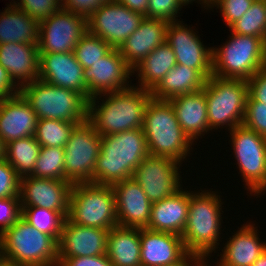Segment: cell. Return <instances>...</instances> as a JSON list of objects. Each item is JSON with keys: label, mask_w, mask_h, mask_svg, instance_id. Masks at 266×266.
<instances>
[{"label": "cell", "mask_w": 266, "mask_h": 266, "mask_svg": "<svg viewBox=\"0 0 266 266\" xmlns=\"http://www.w3.org/2000/svg\"><path fill=\"white\" fill-rule=\"evenodd\" d=\"M151 98V91L134 85L121 91L95 95L88 102V121L101 136L142 128L145 109Z\"/></svg>", "instance_id": "1"}, {"label": "cell", "mask_w": 266, "mask_h": 266, "mask_svg": "<svg viewBox=\"0 0 266 266\" xmlns=\"http://www.w3.org/2000/svg\"><path fill=\"white\" fill-rule=\"evenodd\" d=\"M148 155L142 128L102 136L93 183L112 186L132 178L134 170Z\"/></svg>", "instance_id": "2"}, {"label": "cell", "mask_w": 266, "mask_h": 266, "mask_svg": "<svg viewBox=\"0 0 266 266\" xmlns=\"http://www.w3.org/2000/svg\"><path fill=\"white\" fill-rule=\"evenodd\" d=\"M142 129L149 155L167 157L181 163L191 154L194 143L183 132L169 100H149Z\"/></svg>", "instance_id": "3"}, {"label": "cell", "mask_w": 266, "mask_h": 266, "mask_svg": "<svg viewBox=\"0 0 266 266\" xmlns=\"http://www.w3.org/2000/svg\"><path fill=\"white\" fill-rule=\"evenodd\" d=\"M215 191L190 192L188 220L182 234L184 246L189 253L208 258L216 253L221 235L222 204Z\"/></svg>", "instance_id": "4"}, {"label": "cell", "mask_w": 266, "mask_h": 266, "mask_svg": "<svg viewBox=\"0 0 266 266\" xmlns=\"http://www.w3.org/2000/svg\"><path fill=\"white\" fill-rule=\"evenodd\" d=\"M0 255L25 266H58V241L20 217L0 234Z\"/></svg>", "instance_id": "5"}, {"label": "cell", "mask_w": 266, "mask_h": 266, "mask_svg": "<svg viewBox=\"0 0 266 266\" xmlns=\"http://www.w3.org/2000/svg\"><path fill=\"white\" fill-rule=\"evenodd\" d=\"M19 92L28 101L39 119L86 122L88 100L71 89L51 85L37 79L24 85Z\"/></svg>", "instance_id": "6"}, {"label": "cell", "mask_w": 266, "mask_h": 266, "mask_svg": "<svg viewBox=\"0 0 266 266\" xmlns=\"http://www.w3.org/2000/svg\"><path fill=\"white\" fill-rule=\"evenodd\" d=\"M230 33L224 45L212 47V74L248 80L266 66V42L260 37Z\"/></svg>", "instance_id": "7"}, {"label": "cell", "mask_w": 266, "mask_h": 266, "mask_svg": "<svg viewBox=\"0 0 266 266\" xmlns=\"http://www.w3.org/2000/svg\"><path fill=\"white\" fill-rule=\"evenodd\" d=\"M204 87L210 131L221 126L226 129L228 127V131H231L236 126L243 125L248 96L247 80L222 78L212 74Z\"/></svg>", "instance_id": "8"}, {"label": "cell", "mask_w": 266, "mask_h": 266, "mask_svg": "<svg viewBox=\"0 0 266 266\" xmlns=\"http://www.w3.org/2000/svg\"><path fill=\"white\" fill-rule=\"evenodd\" d=\"M67 219L75 224L110 230L118 225L115 195L110 185L75 183Z\"/></svg>", "instance_id": "9"}, {"label": "cell", "mask_w": 266, "mask_h": 266, "mask_svg": "<svg viewBox=\"0 0 266 266\" xmlns=\"http://www.w3.org/2000/svg\"><path fill=\"white\" fill-rule=\"evenodd\" d=\"M234 157L250 195H261L266 190V138L244 125L230 132ZM264 191V192H263Z\"/></svg>", "instance_id": "10"}, {"label": "cell", "mask_w": 266, "mask_h": 266, "mask_svg": "<svg viewBox=\"0 0 266 266\" xmlns=\"http://www.w3.org/2000/svg\"><path fill=\"white\" fill-rule=\"evenodd\" d=\"M101 143L102 136L88 120L77 124L64 147V180L93 183Z\"/></svg>", "instance_id": "11"}, {"label": "cell", "mask_w": 266, "mask_h": 266, "mask_svg": "<svg viewBox=\"0 0 266 266\" xmlns=\"http://www.w3.org/2000/svg\"><path fill=\"white\" fill-rule=\"evenodd\" d=\"M144 18L142 14L110 0L87 18L88 32L99 36L112 48H119L140 26Z\"/></svg>", "instance_id": "12"}, {"label": "cell", "mask_w": 266, "mask_h": 266, "mask_svg": "<svg viewBox=\"0 0 266 266\" xmlns=\"http://www.w3.org/2000/svg\"><path fill=\"white\" fill-rule=\"evenodd\" d=\"M87 31V18L60 9L39 23V53L72 52Z\"/></svg>", "instance_id": "13"}, {"label": "cell", "mask_w": 266, "mask_h": 266, "mask_svg": "<svg viewBox=\"0 0 266 266\" xmlns=\"http://www.w3.org/2000/svg\"><path fill=\"white\" fill-rule=\"evenodd\" d=\"M182 163L167 157L148 155L134 170V179L151 203L174 195L183 188L178 170Z\"/></svg>", "instance_id": "14"}, {"label": "cell", "mask_w": 266, "mask_h": 266, "mask_svg": "<svg viewBox=\"0 0 266 266\" xmlns=\"http://www.w3.org/2000/svg\"><path fill=\"white\" fill-rule=\"evenodd\" d=\"M73 184L68 180L36 178L25 176L20 178V207H41L58 211L67 218L69 200Z\"/></svg>", "instance_id": "15"}, {"label": "cell", "mask_w": 266, "mask_h": 266, "mask_svg": "<svg viewBox=\"0 0 266 266\" xmlns=\"http://www.w3.org/2000/svg\"><path fill=\"white\" fill-rule=\"evenodd\" d=\"M183 24L179 20L168 23L166 42L173 49L177 64L197 69L208 79L212 75V47H205L192 27Z\"/></svg>", "instance_id": "16"}, {"label": "cell", "mask_w": 266, "mask_h": 266, "mask_svg": "<svg viewBox=\"0 0 266 266\" xmlns=\"http://www.w3.org/2000/svg\"><path fill=\"white\" fill-rule=\"evenodd\" d=\"M133 69L125 62L118 48H112L103 58L90 68L84 69L89 99L106 92L121 91L131 87L130 76Z\"/></svg>", "instance_id": "17"}, {"label": "cell", "mask_w": 266, "mask_h": 266, "mask_svg": "<svg viewBox=\"0 0 266 266\" xmlns=\"http://www.w3.org/2000/svg\"><path fill=\"white\" fill-rule=\"evenodd\" d=\"M84 68L74 52L40 53L38 78L55 86L80 92L89 101Z\"/></svg>", "instance_id": "18"}, {"label": "cell", "mask_w": 266, "mask_h": 266, "mask_svg": "<svg viewBox=\"0 0 266 266\" xmlns=\"http://www.w3.org/2000/svg\"><path fill=\"white\" fill-rule=\"evenodd\" d=\"M115 195L118 226L146 228L152 203L141 186L132 178L112 185Z\"/></svg>", "instance_id": "19"}, {"label": "cell", "mask_w": 266, "mask_h": 266, "mask_svg": "<svg viewBox=\"0 0 266 266\" xmlns=\"http://www.w3.org/2000/svg\"><path fill=\"white\" fill-rule=\"evenodd\" d=\"M109 230L81 226L65 218L58 241V257H85L106 254Z\"/></svg>", "instance_id": "20"}, {"label": "cell", "mask_w": 266, "mask_h": 266, "mask_svg": "<svg viewBox=\"0 0 266 266\" xmlns=\"http://www.w3.org/2000/svg\"><path fill=\"white\" fill-rule=\"evenodd\" d=\"M141 266H168L181 261L189 252L182 236L140 228Z\"/></svg>", "instance_id": "21"}, {"label": "cell", "mask_w": 266, "mask_h": 266, "mask_svg": "<svg viewBox=\"0 0 266 266\" xmlns=\"http://www.w3.org/2000/svg\"><path fill=\"white\" fill-rule=\"evenodd\" d=\"M39 61L38 44H0V65L19 90L38 79Z\"/></svg>", "instance_id": "22"}, {"label": "cell", "mask_w": 266, "mask_h": 266, "mask_svg": "<svg viewBox=\"0 0 266 266\" xmlns=\"http://www.w3.org/2000/svg\"><path fill=\"white\" fill-rule=\"evenodd\" d=\"M37 115L20 92L0 102V136L5 144L35 136Z\"/></svg>", "instance_id": "23"}, {"label": "cell", "mask_w": 266, "mask_h": 266, "mask_svg": "<svg viewBox=\"0 0 266 266\" xmlns=\"http://www.w3.org/2000/svg\"><path fill=\"white\" fill-rule=\"evenodd\" d=\"M168 21L144 18L140 26L118 48L125 62L134 69L156 47L166 41Z\"/></svg>", "instance_id": "24"}, {"label": "cell", "mask_w": 266, "mask_h": 266, "mask_svg": "<svg viewBox=\"0 0 266 266\" xmlns=\"http://www.w3.org/2000/svg\"><path fill=\"white\" fill-rule=\"evenodd\" d=\"M189 201L190 192L181 188L174 195L152 203L146 229L182 236L188 220Z\"/></svg>", "instance_id": "25"}, {"label": "cell", "mask_w": 266, "mask_h": 266, "mask_svg": "<svg viewBox=\"0 0 266 266\" xmlns=\"http://www.w3.org/2000/svg\"><path fill=\"white\" fill-rule=\"evenodd\" d=\"M169 101L183 132L193 143L198 137L209 132L205 87L194 93L179 95Z\"/></svg>", "instance_id": "26"}, {"label": "cell", "mask_w": 266, "mask_h": 266, "mask_svg": "<svg viewBox=\"0 0 266 266\" xmlns=\"http://www.w3.org/2000/svg\"><path fill=\"white\" fill-rule=\"evenodd\" d=\"M255 224L246 223L230 237L222 249L220 260L229 266H252L266 250V243L258 237Z\"/></svg>", "instance_id": "27"}, {"label": "cell", "mask_w": 266, "mask_h": 266, "mask_svg": "<svg viewBox=\"0 0 266 266\" xmlns=\"http://www.w3.org/2000/svg\"><path fill=\"white\" fill-rule=\"evenodd\" d=\"M106 255L113 266H141L140 228L117 225L110 229Z\"/></svg>", "instance_id": "28"}, {"label": "cell", "mask_w": 266, "mask_h": 266, "mask_svg": "<svg viewBox=\"0 0 266 266\" xmlns=\"http://www.w3.org/2000/svg\"><path fill=\"white\" fill-rule=\"evenodd\" d=\"M206 80L197 69L176 64L151 91V95L154 99L170 100L202 90Z\"/></svg>", "instance_id": "29"}, {"label": "cell", "mask_w": 266, "mask_h": 266, "mask_svg": "<svg viewBox=\"0 0 266 266\" xmlns=\"http://www.w3.org/2000/svg\"><path fill=\"white\" fill-rule=\"evenodd\" d=\"M38 41L39 22L18 7H5L0 13V44Z\"/></svg>", "instance_id": "30"}, {"label": "cell", "mask_w": 266, "mask_h": 266, "mask_svg": "<svg viewBox=\"0 0 266 266\" xmlns=\"http://www.w3.org/2000/svg\"><path fill=\"white\" fill-rule=\"evenodd\" d=\"M177 64L174 51L165 41L163 44L151 51L142 61L133 69L138 77L137 87L152 91Z\"/></svg>", "instance_id": "31"}, {"label": "cell", "mask_w": 266, "mask_h": 266, "mask_svg": "<svg viewBox=\"0 0 266 266\" xmlns=\"http://www.w3.org/2000/svg\"><path fill=\"white\" fill-rule=\"evenodd\" d=\"M40 148L34 136L13 140L6 144L5 159L20 178L29 176L33 173Z\"/></svg>", "instance_id": "32"}, {"label": "cell", "mask_w": 266, "mask_h": 266, "mask_svg": "<svg viewBox=\"0 0 266 266\" xmlns=\"http://www.w3.org/2000/svg\"><path fill=\"white\" fill-rule=\"evenodd\" d=\"M80 123L82 122L39 119L37 121L34 137L41 147L64 148L69 140L72 130Z\"/></svg>", "instance_id": "33"}, {"label": "cell", "mask_w": 266, "mask_h": 266, "mask_svg": "<svg viewBox=\"0 0 266 266\" xmlns=\"http://www.w3.org/2000/svg\"><path fill=\"white\" fill-rule=\"evenodd\" d=\"M21 217L38 231L59 241L65 218L58 211L41 207H21Z\"/></svg>", "instance_id": "34"}, {"label": "cell", "mask_w": 266, "mask_h": 266, "mask_svg": "<svg viewBox=\"0 0 266 266\" xmlns=\"http://www.w3.org/2000/svg\"><path fill=\"white\" fill-rule=\"evenodd\" d=\"M229 28L233 33L260 37L266 42V13L264 0H254L250 9Z\"/></svg>", "instance_id": "35"}, {"label": "cell", "mask_w": 266, "mask_h": 266, "mask_svg": "<svg viewBox=\"0 0 266 266\" xmlns=\"http://www.w3.org/2000/svg\"><path fill=\"white\" fill-rule=\"evenodd\" d=\"M64 148L41 147L31 176L64 180Z\"/></svg>", "instance_id": "36"}, {"label": "cell", "mask_w": 266, "mask_h": 266, "mask_svg": "<svg viewBox=\"0 0 266 266\" xmlns=\"http://www.w3.org/2000/svg\"><path fill=\"white\" fill-rule=\"evenodd\" d=\"M112 47L99 36L88 31L79 39L73 52L76 60L84 69L90 68L96 61L103 58Z\"/></svg>", "instance_id": "37"}, {"label": "cell", "mask_w": 266, "mask_h": 266, "mask_svg": "<svg viewBox=\"0 0 266 266\" xmlns=\"http://www.w3.org/2000/svg\"><path fill=\"white\" fill-rule=\"evenodd\" d=\"M10 2L8 7H18L39 23L62 9V0H18ZM17 2V3H16Z\"/></svg>", "instance_id": "38"}, {"label": "cell", "mask_w": 266, "mask_h": 266, "mask_svg": "<svg viewBox=\"0 0 266 266\" xmlns=\"http://www.w3.org/2000/svg\"><path fill=\"white\" fill-rule=\"evenodd\" d=\"M243 125L266 138V104L255 101L249 94Z\"/></svg>", "instance_id": "39"}, {"label": "cell", "mask_w": 266, "mask_h": 266, "mask_svg": "<svg viewBox=\"0 0 266 266\" xmlns=\"http://www.w3.org/2000/svg\"><path fill=\"white\" fill-rule=\"evenodd\" d=\"M182 7L178 0H148L145 18L178 21L176 18Z\"/></svg>", "instance_id": "40"}, {"label": "cell", "mask_w": 266, "mask_h": 266, "mask_svg": "<svg viewBox=\"0 0 266 266\" xmlns=\"http://www.w3.org/2000/svg\"><path fill=\"white\" fill-rule=\"evenodd\" d=\"M20 177L6 161L0 160V198L19 197Z\"/></svg>", "instance_id": "41"}, {"label": "cell", "mask_w": 266, "mask_h": 266, "mask_svg": "<svg viewBox=\"0 0 266 266\" xmlns=\"http://www.w3.org/2000/svg\"><path fill=\"white\" fill-rule=\"evenodd\" d=\"M254 0H217L212 6L220 9L221 16L230 27L233 23L239 20L242 15L250 9Z\"/></svg>", "instance_id": "42"}, {"label": "cell", "mask_w": 266, "mask_h": 266, "mask_svg": "<svg viewBox=\"0 0 266 266\" xmlns=\"http://www.w3.org/2000/svg\"><path fill=\"white\" fill-rule=\"evenodd\" d=\"M21 217L19 197L0 198V234Z\"/></svg>", "instance_id": "43"}, {"label": "cell", "mask_w": 266, "mask_h": 266, "mask_svg": "<svg viewBox=\"0 0 266 266\" xmlns=\"http://www.w3.org/2000/svg\"><path fill=\"white\" fill-rule=\"evenodd\" d=\"M110 0H62V9L88 18L97 8Z\"/></svg>", "instance_id": "44"}, {"label": "cell", "mask_w": 266, "mask_h": 266, "mask_svg": "<svg viewBox=\"0 0 266 266\" xmlns=\"http://www.w3.org/2000/svg\"><path fill=\"white\" fill-rule=\"evenodd\" d=\"M248 81V94L255 100L266 104V66L258 70Z\"/></svg>", "instance_id": "45"}, {"label": "cell", "mask_w": 266, "mask_h": 266, "mask_svg": "<svg viewBox=\"0 0 266 266\" xmlns=\"http://www.w3.org/2000/svg\"><path fill=\"white\" fill-rule=\"evenodd\" d=\"M58 266H113L107 255L58 257Z\"/></svg>", "instance_id": "46"}, {"label": "cell", "mask_w": 266, "mask_h": 266, "mask_svg": "<svg viewBox=\"0 0 266 266\" xmlns=\"http://www.w3.org/2000/svg\"><path fill=\"white\" fill-rule=\"evenodd\" d=\"M19 92V89L11 82L8 73L0 65V102Z\"/></svg>", "instance_id": "47"}, {"label": "cell", "mask_w": 266, "mask_h": 266, "mask_svg": "<svg viewBox=\"0 0 266 266\" xmlns=\"http://www.w3.org/2000/svg\"><path fill=\"white\" fill-rule=\"evenodd\" d=\"M128 7L130 10L140 13L143 16L147 13L148 0H114Z\"/></svg>", "instance_id": "48"}, {"label": "cell", "mask_w": 266, "mask_h": 266, "mask_svg": "<svg viewBox=\"0 0 266 266\" xmlns=\"http://www.w3.org/2000/svg\"><path fill=\"white\" fill-rule=\"evenodd\" d=\"M207 258L201 255L188 253L181 261L178 263L168 265V266H204V262ZM192 263V264H191Z\"/></svg>", "instance_id": "49"}, {"label": "cell", "mask_w": 266, "mask_h": 266, "mask_svg": "<svg viewBox=\"0 0 266 266\" xmlns=\"http://www.w3.org/2000/svg\"><path fill=\"white\" fill-rule=\"evenodd\" d=\"M0 266H25V265L18 264L17 262L8 260L0 255Z\"/></svg>", "instance_id": "50"}, {"label": "cell", "mask_w": 266, "mask_h": 266, "mask_svg": "<svg viewBox=\"0 0 266 266\" xmlns=\"http://www.w3.org/2000/svg\"><path fill=\"white\" fill-rule=\"evenodd\" d=\"M252 266H266V250L259 256Z\"/></svg>", "instance_id": "51"}, {"label": "cell", "mask_w": 266, "mask_h": 266, "mask_svg": "<svg viewBox=\"0 0 266 266\" xmlns=\"http://www.w3.org/2000/svg\"><path fill=\"white\" fill-rule=\"evenodd\" d=\"M182 6H186L188 4H191L193 1H198L199 4H202L204 6L205 9H208V4H207V0H178Z\"/></svg>", "instance_id": "52"}, {"label": "cell", "mask_w": 266, "mask_h": 266, "mask_svg": "<svg viewBox=\"0 0 266 266\" xmlns=\"http://www.w3.org/2000/svg\"><path fill=\"white\" fill-rule=\"evenodd\" d=\"M6 144L0 136V160L5 158Z\"/></svg>", "instance_id": "53"}, {"label": "cell", "mask_w": 266, "mask_h": 266, "mask_svg": "<svg viewBox=\"0 0 266 266\" xmlns=\"http://www.w3.org/2000/svg\"><path fill=\"white\" fill-rule=\"evenodd\" d=\"M204 266H211V265H208V261H207V262H204ZM216 266H229V265L223 263L221 260L220 261L218 260L216 263Z\"/></svg>", "instance_id": "54"}, {"label": "cell", "mask_w": 266, "mask_h": 266, "mask_svg": "<svg viewBox=\"0 0 266 266\" xmlns=\"http://www.w3.org/2000/svg\"><path fill=\"white\" fill-rule=\"evenodd\" d=\"M217 0H207L208 8H211V6L216 2Z\"/></svg>", "instance_id": "55"}, {"label": "cell", "mask_w": 266, "mask_h": 266, "mask_svg": "<svg viewBox=\"0 0 266 266\" xmlns=\"http://www.w3.org/2000/svg\"><path fill=\"white\" fill-rule=\"evenodd\" d=\"M264 8H265V13H266V0H264Z\"/></svg>", "instance_id": "56"}]
</instances>
